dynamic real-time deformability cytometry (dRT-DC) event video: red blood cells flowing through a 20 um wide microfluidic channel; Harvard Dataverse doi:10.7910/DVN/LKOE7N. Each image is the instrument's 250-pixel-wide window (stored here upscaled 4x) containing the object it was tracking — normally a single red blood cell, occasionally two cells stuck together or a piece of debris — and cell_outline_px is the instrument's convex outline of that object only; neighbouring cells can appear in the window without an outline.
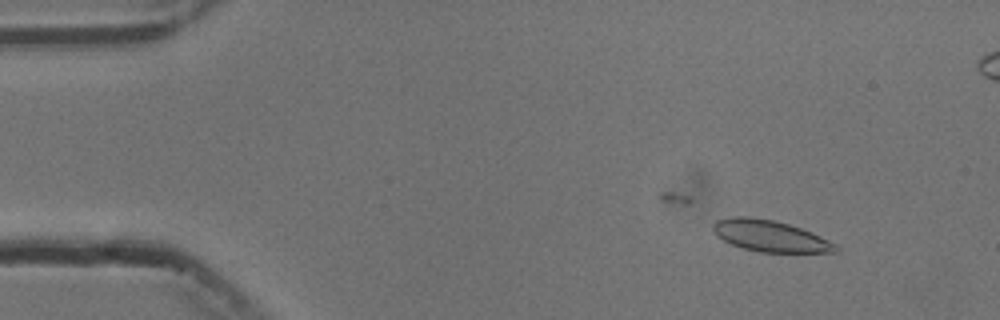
{"species": "common noctule bat (a hibernating species)", "species_latin": "Nyctalus noctula", "temperature_condition": "cold", "stored_images_in_passage": 15, "camera_frame_rate_fps": 3000, "um_per_image_px": 0.085, "animal": {"sex": "male", "body_mass_g": 13.3}, "frame": {"image": 1, "passage_image": 5, "time_ms": 1.333, "image_size_px": [1000, 320], "cell_outline_px": [[840, 252], [760, 252], [744, 248], [732, 244], [716, 236], [712, 232], [712, 224], [716, 220], [732, 216], [748, 216], [772, 220], [788, 224], [812, 232], [836, 244], [840, 248]], "centroid_in_image_um": [65.44, 20.05], "position_along_channel_um": 19.6, "area_um2": 22.43}}